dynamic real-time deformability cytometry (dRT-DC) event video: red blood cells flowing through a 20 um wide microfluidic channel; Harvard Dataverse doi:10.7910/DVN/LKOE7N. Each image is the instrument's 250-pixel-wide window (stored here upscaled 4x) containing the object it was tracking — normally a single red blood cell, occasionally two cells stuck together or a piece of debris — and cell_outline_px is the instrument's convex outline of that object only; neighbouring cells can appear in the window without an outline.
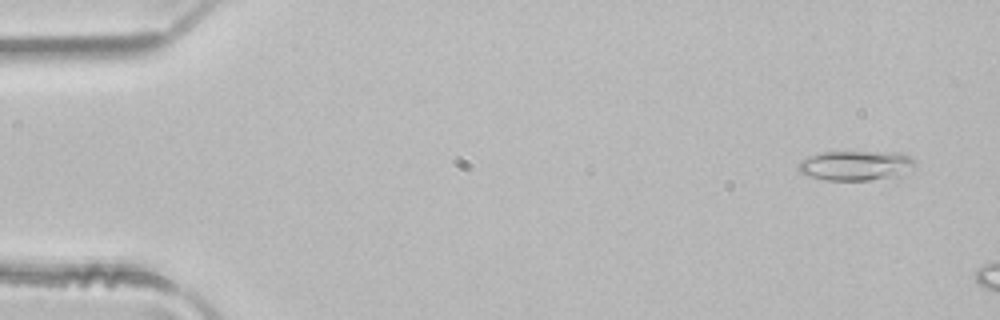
{"species": "common noctule bat (a hibernating species)", "species_latin": "Nyctalus noctula", "temperature_condition": "room temperature", "stored_images_in_passage": 8, "camera_frame_rate_fps": 3000, "um_per_image_px": 0.085, "animal": {"sex": "male", "body_mass_g": 21.5, "forearm_length_mm": 52.0}, "frame": {"image": 1, "passage_image": 3, "time_ms": 0.667, "image_size_px": [1000, 320], "cell_outline_px": [[916, 164], [888, 176], [872, 180], [828, 180], [808, 176], [800, 172], [796, 164], [800, 160], [816, 152], [904, 152], [912, 156]], "centroid_in_image_um": [72.62, 14.03], "position_along_channel_um": 12.4, "area_um2": 19.94}}